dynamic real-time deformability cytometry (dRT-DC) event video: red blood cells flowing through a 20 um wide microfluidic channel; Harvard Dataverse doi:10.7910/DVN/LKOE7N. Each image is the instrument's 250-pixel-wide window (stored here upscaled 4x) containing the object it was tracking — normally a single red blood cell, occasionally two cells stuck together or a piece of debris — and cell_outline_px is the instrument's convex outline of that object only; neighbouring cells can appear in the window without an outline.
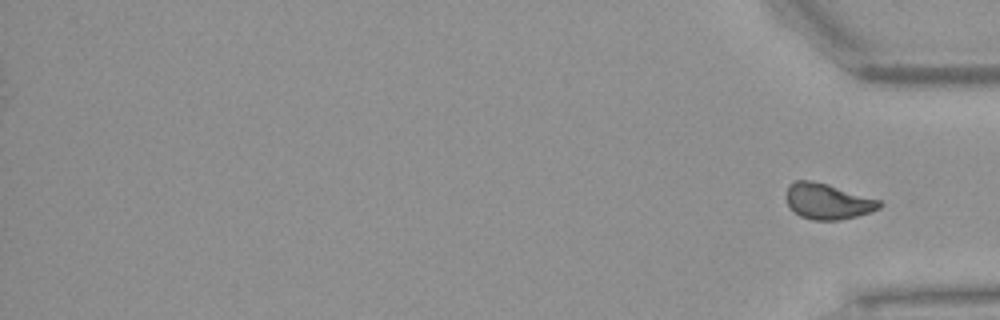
{"species": "Egyptian fruit bat (a non-hibernating species)", "species_latin": "Rousettus aegyptiacus", "temperature_condition": "warm", "stored_images_in_passage": 46, "segment_of_instrument_passage": [2, 2], "camera_frame_rate_fps": 3000, "um_per_image_px": 0.085, "animal": {"sex": "female"}, "frame": {"image": 1, "passage_image": 46, "time_ms": 15.0, "image_size_px": [1000, 320], "cell_outline_px": [[884, 204], [880, 208], [856, 216], [836, 220], [812, 220], [800, 216], [788, 204], [788, 184], [796, 180], [812, 180], [828, 184], [880, 200]], "centroid_in_image_um": [70.37, 17.1], "position_along_channel_um": 364.8, "area_um2": 19.13}}